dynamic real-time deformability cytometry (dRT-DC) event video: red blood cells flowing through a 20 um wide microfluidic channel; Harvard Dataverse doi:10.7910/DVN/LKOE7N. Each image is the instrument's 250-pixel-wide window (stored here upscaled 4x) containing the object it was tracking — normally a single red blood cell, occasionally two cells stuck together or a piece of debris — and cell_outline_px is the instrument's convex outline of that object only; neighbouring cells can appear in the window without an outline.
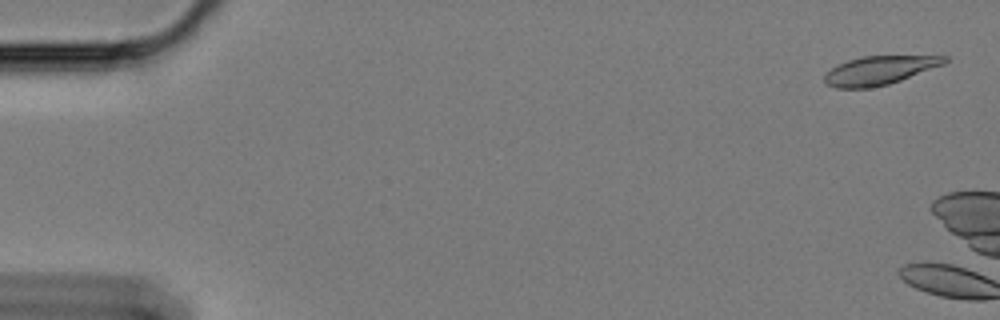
{"species": "Egyptian fruit bat (a non-hibernating species)", "species_latin": "Rousettus aegyptiacus", "temperature_condition": "cold", "stored_images_in_passage": 4, "camera_frame_rate_fps": 3000, "um_per_image_px": 0.085, "animal": {"sex": "female"}, "frame": {"image": 1, "passage_image": 2, "time_ms": 0.333, "image_size_px": [1000, 320], "cell_outline_px": [[948, 60], [944, 64], [900, 80], [888, 84], [868, 88], [836, 88], [828, 84], [824, 80], [824, 76], [836, 64], [848, 60], [864, 56], [948, 56]], "centroid_in_image_um": [74.74, 5.97], "position_along_channel_um": 10.3, "area_um2": 19.77}}